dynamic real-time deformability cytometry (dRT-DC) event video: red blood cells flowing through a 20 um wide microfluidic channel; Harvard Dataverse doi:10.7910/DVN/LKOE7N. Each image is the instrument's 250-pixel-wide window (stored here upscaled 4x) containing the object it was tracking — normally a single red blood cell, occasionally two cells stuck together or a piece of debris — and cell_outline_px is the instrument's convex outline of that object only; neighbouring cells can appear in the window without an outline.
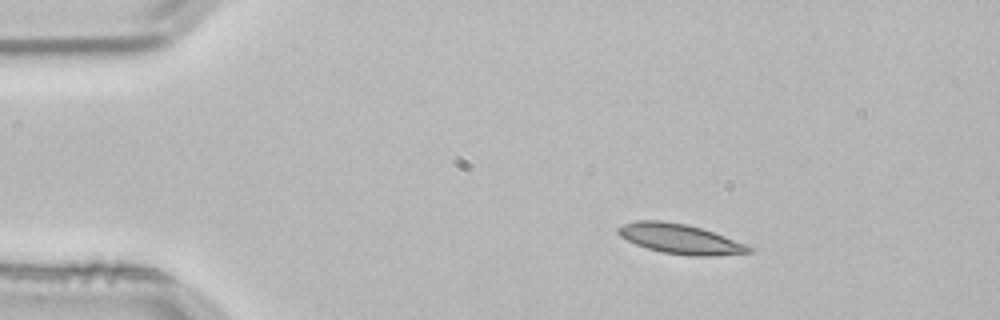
{"species": "common noctule bat (a hibernating species)", "species_latin": "Nyctalus noctula", "temperature_condition": "room temperature", "stored_images_in_passage": 2, "camera_frame_rate_fps": 3000, "um_per_image_px": 0.085, "animal": {"sex": "male", "body_mass_g": 21.5, "forearm_length_mm": 52.0}, "frame": {"image": 1, "passage_image": 1, "time_ms": 0.0, "image_size_px": [1000, 320], "cell_outline_px": [[752, 252], [712, 256], [688, 256], [664, 252], [648, 248], [636, 244], [620, 236], [616, 232], [616, 228], [624, 224], [636, 220], [660, 220], [688, 224], [712, 232], [744, 244], [752, 248]], "centroid_in_image_um": [57.76, 20.3], "position_along_channel_um": 27.2, "area_um2": 22.43}}
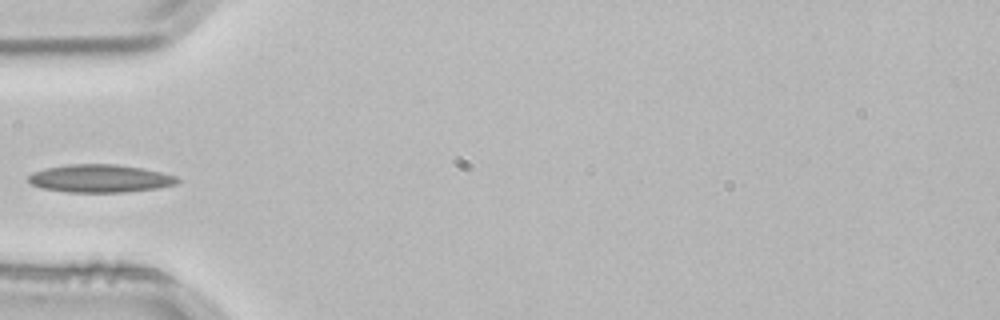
{"frame": {"image": 2, "passage_image": 2, "time_ms": 0.333, "image_size_px": [1000, 320], "cell_outline_px": [[180, 180], [176, 184], [156, 188], [124, 192], [64, 192], [40, 188], [32, 184], [28, 180], [28, 176], [32, 172], [44, 168], [68, 164], [116, 164], [144, 168], [176, 176]], "centroid_in_image_um": [8.46, 15.16], "position_along_channel_um": 76.5, "area_um2": 24.33}}